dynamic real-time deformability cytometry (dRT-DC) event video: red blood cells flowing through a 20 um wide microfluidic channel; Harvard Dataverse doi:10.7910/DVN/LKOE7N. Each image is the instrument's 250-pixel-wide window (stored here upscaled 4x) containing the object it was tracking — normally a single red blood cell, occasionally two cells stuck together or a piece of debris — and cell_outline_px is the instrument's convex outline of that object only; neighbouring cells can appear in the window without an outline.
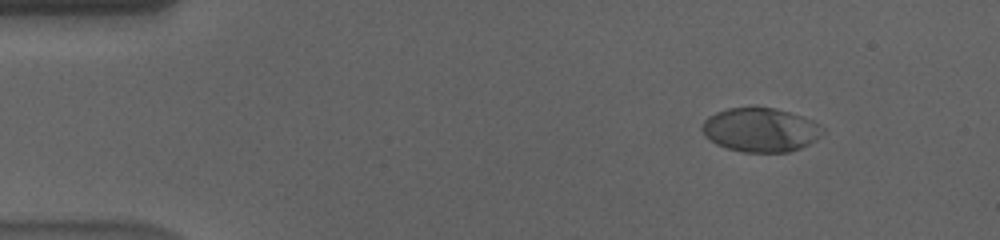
{"species": "human", "species_latin": "Homo sapiens", "temperature_condition": "cold", "stored_images_in_passage": 57, "camera_frame_rate_fps": 3000, "um_per_image_px": 0.085, "donor": {"sex": "male"}, "frame": {"image": 1, "passage_image": 7, "time_ms": 2.0, "image_size_px": [1000, 240], "cell_outline_px": [[824, 132], [816, 140], [800, 148], [788, 152], [744, 152], [728, 148], [716, 144], [708, 140], [704, 136], [700, 128], [704, 120], [708, 116], [716, 112], [728, 108], [776, 108], [812, 120], [824, 128]], "centroid_in_image_um": [64.61, 11.05], "position_along_channel_um": 20.4, "area_um2": 30.87}}
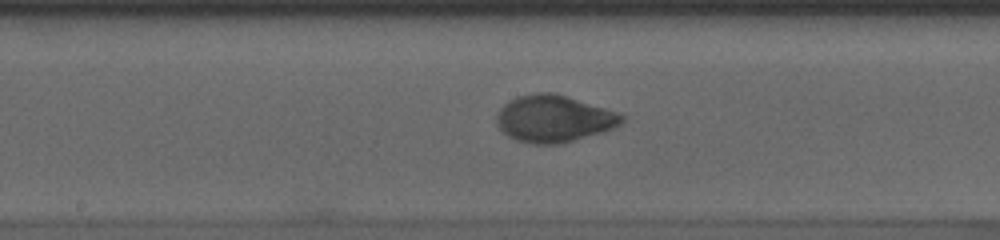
{"frame": {"image": 2, "passage_image": 30, "time_ms": 9.667, "image_size_px": [1000, 240], "cell_outline_px": [[628, 116], [616, 128], [560, 144], [532, 144], [516, 140], [508, 136], [496, 124], [496, 112], [508, 100], [516, 96], [536, 92], [556, 92], [620, 112]], "centroid_in_image_um": [47.1, 10.07], "position_along_channel_um": 201.1, "area_um2": 34.91}}
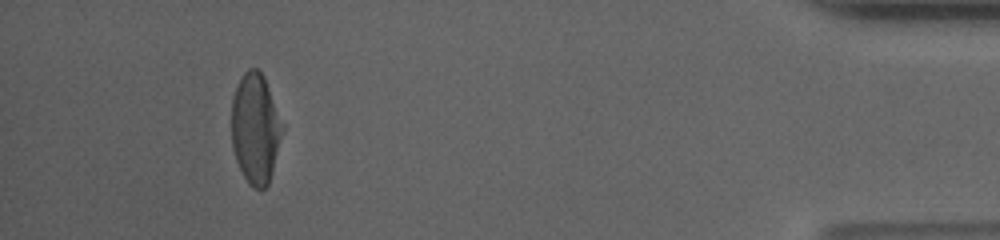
{"frame": {"image": 3, "passage_image": 53, "time_ms": 17.333, "image_size_px": [1000, 240], "cell_outline_px": [[284, 128], [272, 172], [268, 184], [264, 188], [252, 188], [248, 184], [236, 160], [232, 148], [232, 96], [244, 72], [248, 68], [256, 68], [264, 76], [284, 124]], "centroid_in_image_um": [21.72, 10.92], "position_along_channel_um": 413.5, "area_um2": 32.71}, "authors_computed_cell_mechanics": {"area_um2": 33.2928, "velocity_mm_per_s": 3.5814, "shape_relaxation_time_tau1_ms": 4.6761, "shape_relaxation_time_tau2_ms": null, "deformation_change_tau1": 0.1758, "deformation_change_tau2": null}}